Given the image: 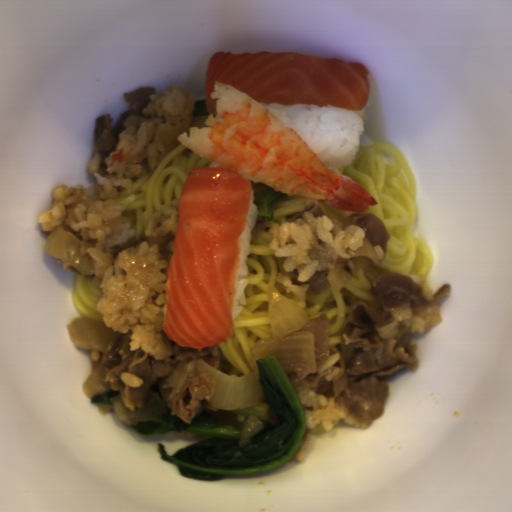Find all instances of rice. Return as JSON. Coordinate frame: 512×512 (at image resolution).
<instances>
[{
	"label": "rice",
	"instance_id": "obj_1",
	"mask_svg": "<svg viewBox=\"0 0 512 512\" xmlns=\"http://www.w3.org/2000/svg\"><path fill=\"white\" fill-rule=\"evenodd\" d=\"M194 99L182 87L150 94L142 121L127 127L105 157L98 151L93 155V185H56L50 209L39 217L44 233L63 227L80 240L82 254L95 260L93 274L87 275L100 291L95 308L101 321L113 332H132L129 352L142 350L160 362L169 355L161 330L170 260L161 259L159 245L147 241L117 257L108 250L137 237L132 224L122 222L125 208L116 198L178 148L182 132L189 137Z\"/></svg>",
	"mask_w": 512,
	"mask_h": 512
},
{
	"label": "rice",
	"instance_id": "obj_2",
	"mask_svg": "<svg viewBox=\"0 0 512 512\" xmlns=\"http://www.w3.org/2000/svg\"><path fill=\"white\" fill-rule=\"evenodd\" d=\"M269 232L271 253L283 258L282 269L299 283L350 257L365 241L362 227L353 224L334 232L331 220L311 211L300 220L278 222Z\"/></svg>",
	"mask_w": 512,
	"mask_h": 512
},
{
	"label": "rice",
	"instance_id": "obj_3",
	"mask_svg": "<svg viewBox=\"0 0 512 512\" xmlns=\"http://www.w3.org/2000/svg\"><path fill=\"white\" fill-rule=\"evenodd\" d=\"M285 126L296 131L325 165L340 169L355 161L365 120L357 111L334 105L264 104Z\"/></svg>",
	"mask_w": 512,
	"mask_h": 512
},
{
	"label": "rice",
	"instance_id": "obj_4",
	"mask_svg": "<svg viewBox=\"0 0 512 512\" xmlns=\"http://www.w3.org/2000/svg\"><path fill=\"white\" fill-rule=\"evenodd\" d=\"M297 395L304 410L307 430L299 449L292 458L304 461L312 441V431L319 423L323 424L325 432L333 429L338 422L349 423L355 428L362 427L336 407L333 396L308 390L297 392Z\"/></svg>",
	"mask_w": 512,
	"mask_h": 512
},
{
	"label": "rice",
	"instance_id": "obj_5",
	"mask_svg": "<svg viewBox=\"0 0 512 512\" xmlns=\"http://www.w3.org/2000/svg\"><path fill=\"white\" fill-rule=\"evenodd\" d=\"M254 202V190L251 187V197L246 225L243 234H241L242 249L239 254V269L236 273V294L233 298L234 320L242 313L247 305L244 292L245 288L248 286V281L246 279L249 272L247 260L250 255L252 229L257 224V206Z\"/></svg>",
	"mask_w": 512,
	"mask_h": 512
},
{
	"label": "rice",
	"instance_id": "obj_6",
	"mask_svg": "<svg viewBox=\"0 0 512 512\" xmlns=\"http://www.w3.org/2000/svg\"><path fill=\"white\" fill-rule=\"evenodd\" d=\"M180 198H174L157 209H150L142 215L143 236H176Z\"/></svg>",
	"mask_w": 512,
	"mask_h": 512
},
{
	"label": "rice",
	"instance_id": "obj_7",
	"mask_svg": "<svg viewBox=\"0 0 512 512\" xmlns=\"http://www.w3.org/2000/svg\"><path fill=\"white\" fill-rule=\"evenodd\" d=\"M424 332L425 324L415 315L410 319H405L397 328V345H409L414 336H421Z\"/></svg>",
	"mask_w": 512,
	"mask_h": 512
},
{
	"label": "rice",
	"instance_id": "obj_8",
	"mask_svg": "<svg viewBox=\"0 0 512 512\" xmlns=\"http://www.w3.org/2000/svg\"><path fill=\"white\" fill-rule=\"evenodd\" d=\"M120 379L123 383H125L126 385H128L131 388L141 387V385H142V380L140 377H138L137 375H134V374L127 373V372H122L120 374Z\"/></svg>",
	"mask_w": 512,
	"mask_h": 512
}]
</instances>
